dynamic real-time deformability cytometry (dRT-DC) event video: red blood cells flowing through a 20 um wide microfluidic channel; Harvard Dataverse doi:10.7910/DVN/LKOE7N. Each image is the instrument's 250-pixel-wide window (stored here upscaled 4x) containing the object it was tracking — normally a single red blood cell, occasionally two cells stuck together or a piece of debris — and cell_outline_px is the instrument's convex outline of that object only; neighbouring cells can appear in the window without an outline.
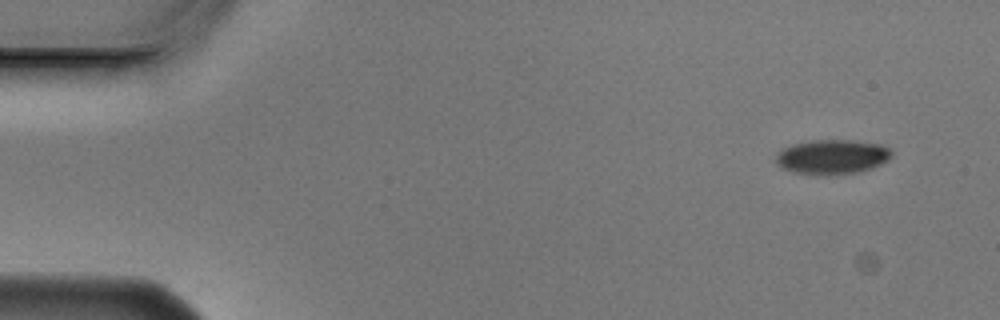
{"species": "Egyptian fruit bat (a non-hibernating species)", "species_latin": "Rousettus aegyptiacus", "temperature_condition": "cold", "stored_images_in_passage": 4, "camera_frame_rate_fps": 3000, "um_per_image_px": 0.085, "animal": {"sex": "male"}, "frame": {"image": 1, "passage_image": 1, "time_ms": 0.0, "image_size_px": [1000, 320], "cell_outline_px": [[892, 156], [888, 160], [872, 168], [856, 172], [792, 172], [776, 164], [776, 152], [780, 148], [792, 144], [812, 140], [856, 140], [884, 144], [892, 152]], "centroid_in_image_um": [70.74, 13.27], "position_along_channel_um": 14.3, "area_um2": 22.83}}
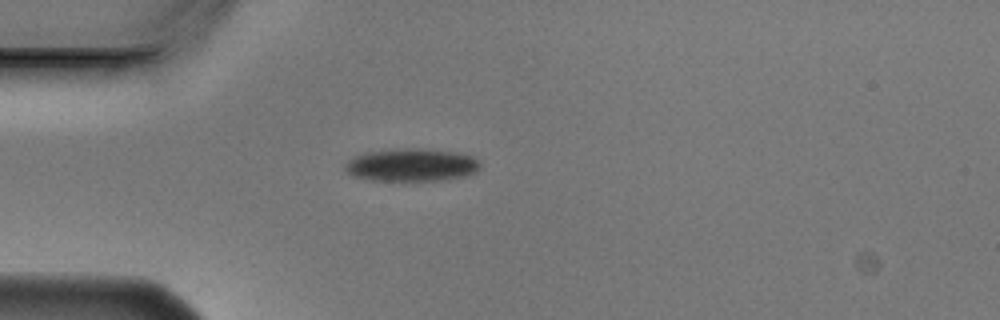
{"frame": {"image": 2, "passage_image": 4, "time_ms": 1.0, "image_size_px": [1000, 320], "cell_outline_px": [[480, 168], [476, 172], [464, 176], [440, 180], [368, 180], [352, 176], [344, 168], [344, 164], [348, 160], [364, 152], [400, 148], [428, 148], [456, 152], [472, 156], [480, 160]], "centroid_in_image_um": [34.98, 14.0], "position_along_channel_um": 50.0, "area_um2": 26.07}}